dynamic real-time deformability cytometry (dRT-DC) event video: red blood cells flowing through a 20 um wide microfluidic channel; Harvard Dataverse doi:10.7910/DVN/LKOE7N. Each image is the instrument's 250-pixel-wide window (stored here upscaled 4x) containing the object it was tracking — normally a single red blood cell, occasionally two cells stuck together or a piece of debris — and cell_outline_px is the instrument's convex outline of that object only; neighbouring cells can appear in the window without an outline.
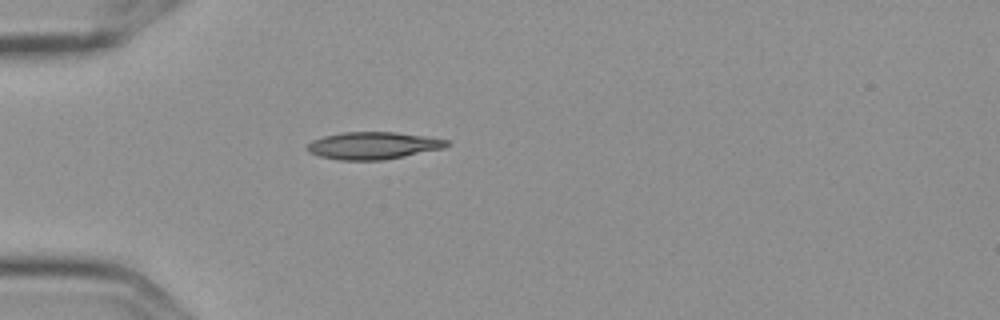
{"species": "Egyptian fruit bat (a non-hibernating species)", "species_latin": "Rousettus aegyptiacus", "temperature_condition": "cold", "stored_images_in_passage": 1, "camera_frame_rate_fps": 3000, "um_per_image_px": 0.085, "frame": {"image": 1, "passage_image": 1, "time_ms": 0.0, "image_size_px": [1000, 320], "cell_outline_px": [[448, 144], [444, 148], [384, 160], [340, 160], [320, 156], [308, 152], [304, 148], [312, 140], [324, 136], [344, 132], [396, 132], [448, 140]], "centroid_in_image_um": [31.66, 12.38], "position_along_channel_um": 53.3, "area_um2": 22.02}}